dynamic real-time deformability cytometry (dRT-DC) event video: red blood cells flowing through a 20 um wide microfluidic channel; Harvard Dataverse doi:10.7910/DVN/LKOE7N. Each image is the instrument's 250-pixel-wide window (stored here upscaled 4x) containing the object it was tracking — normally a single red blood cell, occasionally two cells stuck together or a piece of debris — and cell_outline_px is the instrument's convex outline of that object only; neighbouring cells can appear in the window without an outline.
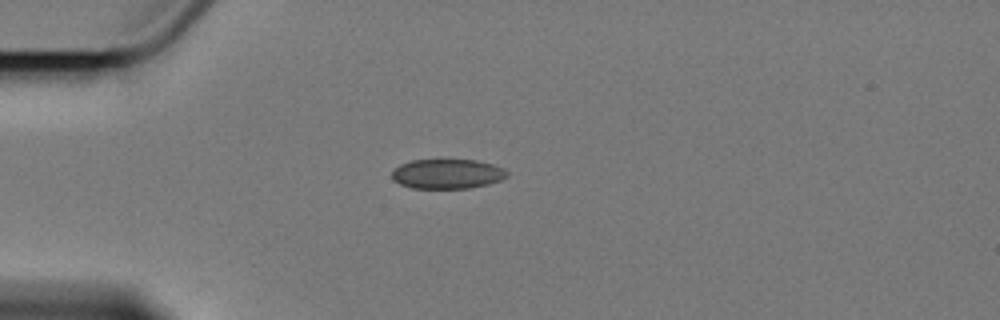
{"species": "Egyptian fruit bat (a non-hibernating species)", "species_latin": "Rousettus aegyptiacus", "temperature_condition": "cold", "stored_images_in_passage": 4, "camera_frame_rate_fps": 3000, "um_per_image_px": 0.085, "animal": {"sex": "female"}, "frame": {"image": 1, "passage_image": 1, "time_ms": 0.0, "image_size_px": [1000, 320], "cell_outline_px": [[508, 176], [500, 180], [488, 184], [468, 188], [412, 188], [400, 184], [392, 180], [392, 172], [400, 164], [412, 160], [476, 160], [492, 164], [504, 168], [508, 172]], "centroid_in_image_um": [38.02, 14.78], "position_along_channel_um": 47.0, "area_um2": 19.88}}
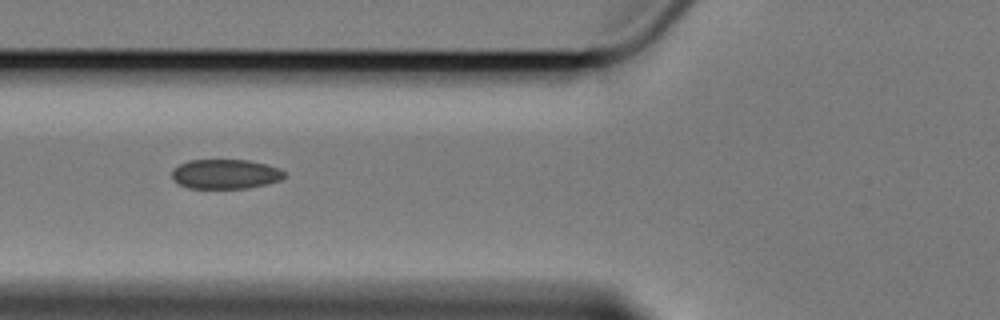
{"frame": {"image": 2, "passage_image": 3, "time_ms": 2.333, "image_size_px": [1000, 320], "cell_outline_px": [[288, 176], [280, 180], [268, 184], [248, 188], [188, 188], [172, 180], [172, 172], [180, 164], [188, 160], [248, 160], [280, 168]], "centroid_in_image_um": [19.19, 14.8], "position_along_channel_um": 106.6, "area_um2": 19.42}}
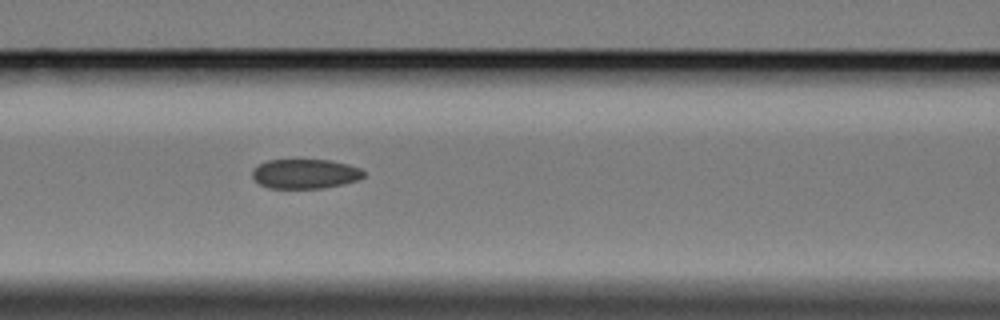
{"frame": {"image": 3, "passage_image": 4, "time_ms": 3.333, "image_size_px": [1000, 320], "cell_outline_px": [[364, 176], [360, 180], [344, 184], [324, 188], [268, 188], [260, 184], [252, 176], [252, 168], [268, 160], [328, 160], [348, 164], [360, 168], [364, 172]], "centroid_in_image_um": [25.95, 14.78], "position_along_channel_um": 140.6, "area_um2": 19.25}}